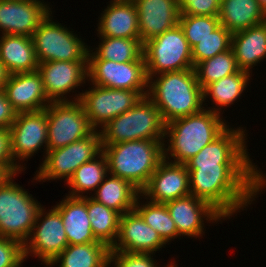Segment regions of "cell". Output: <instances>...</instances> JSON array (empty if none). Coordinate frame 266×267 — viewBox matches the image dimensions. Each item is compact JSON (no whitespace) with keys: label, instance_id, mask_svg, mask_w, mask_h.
I'll use <instances>...</instances> for the list:
<instances>
[{"label":"cell","instance_id":"cell-41","mask_svg":"<svg viewBox=\"0 0 266 267\" xmlns=\"http://www.w3.org/2000/svg\"><path fill=\"white\" fill-rule=\"evenodd\" d=\"M0 166L10 175L21 173L22 168L18 166L11 153V133L9 128H0Z\"/></svg>","mask_w":266,"mask_h":267},{"label":"cell","instance_id":"cell-42","mask_svg":"<svg viewBox=\"0 0 266 267\" xmlns=\"http://www.w3.org/2000/svg\"><path fill=\"white\" fill-rule=\"evenodd\" d=\"M18 112L9 102L4 90H0V128H10Z\"/></svg>","mask_w":266,"mask_h":267},{"label":"cell","instance_id":"cell-31","mask_svg":"<svg viewBox=\"0 0 266 267\" xmlns=\"http://www.w3.org/2000/svg\"><path fill=\"white\" fill-rule=\"evenodd\" d=\"M99 38L101 41L96 50L93 52L89 49L88 60H111L116 63L144 61L143 43L140 39Z\"/></svg>","mask_w":266,"mask_h":267},{"label":"cell","instance_id":"cell-10","mask_svg":"<svg viewBox=\"0 0 266 267\" xmlns=\"http://www.w3.org/2000/svg\"><path fill=\"white\" fill-rule=\"evenodd\" d=\"M89 90L75 94L73 101H80L90 125L95 129L132 108L148 91L111 89L94 84Z\"/></svg>","mask_w":266,"mask_h":267},{"label":"cell","instance_id":"cell-37","mask_svg":"<svg viewBox=\"0 0 266 267\" xmlns=\"http://www.w3.org/2000/svg\"><path fill=\"white\" fill-rule=\"evenodd\" d=\"M179 25L192 49L220 26V20L218 16L180 15Z\"/></svg>","mask_w":266,"mask_h":267},{"label":"cell","instance_id":"cell-5","mask_svg":"<svg viewBox=\"0 0 266 267\" xmlns=\"http://www.w3.org/2000/svg\"><path fill=\"white\" fill-rule=\"evenodd\" d=\"M165 123L159 109L144 96L132 108L99 129L102 144L134 140H165Z\"/></svg>","mask_w":266,"mask_h":267},{"label":"cell","instance_id":"cell-16","mask_svg":"<svg viewBox=\"0 0 266 267\" xmlns=\"http://www.w3.org/2000/svg\"><path fill=\"white\" fill-rule=\"evenodd\" d=\"M37 71L41 74L50 102L73 101L67 98V94L74 93L75 88L88 80L87 62L48 61L38 63Z\"/></svg>","mask_w":266,"mask_h":267},{"label":"cell","instance_id":"cell-15","mask_svg":"<svg viewBox=\"0 0 266 267\" xmlns=\"http://www.w3.org/2000/svg\"><path fill=\"white\" fill-rule=\"evenodd\" d=\"M88 80L111 89L148 91L145 61L116 63L111 60H88Z\"/></svg>","mask_w":266,"mask_h":267},{"label":"cell","instance_id":"cell-32","mask_svg":"<svg viewBox=\"0 0 266 267\" xmlns=\"http://www.w3.org/2000/svg\"><path fill=\"white\" fill-rule=\"evenodd\" d=\"M108 174V163L106 155L101 152L93 160L80 165L74 172L72 178L66 183L70 192L66 194L71 197H84L90 191H96Z\"/></svg>","mask_w":266,"mask_h":267},{"label":"cell","instance_id":"cell-19","mask_svg":"<svg viewBox=\"0 0 266 267\" xmlns=\"http://www.w3.org/2000/svg\"><path fill=\"white\" fill-rule=\"evenodd\" d=\"M166 244L160 234L133 209L120 216L118 236L110 251L153 254Z\"/></svg>","mask_w":266,"mask_h":267},{"label":"cell","instance_id":"cell-21","mask_svg":"<svg viewBox=\"0 0 266 267\" xmlns=\"http://www.w3.org/2000/svg\"><path fill=\"white\" fill-rule=\"evenodd\" d=\"M138 12V25L142 43L179 24L178 0H132Z\"/></svg>","mask_w":266,"mask_h":267},{"label":"cell","instance_id":"cell-40","mask_svg":"<svg viewBox=\"0 0 266 267\" xmlns=\"http://www.w3.org/2000/svg\"><path fill=\"white\" fill-rule=\"evenodd\" d=\"M181 15L218 16L219 0H178Z\"/></svg>","mask_w":266,"mask_h":267},{"label":"cell","instance_id":"cell-11","mask_svg":"<svg viewBox=\"0 0 266 267\" xmlns=\"http://www.w3.org/2000/svg\"><path fill=\"white\" fill-rule=\"evenodd\" d=\"M46 110L47 151L65 147L88 137L95 130L90 125L80 101L51 102Z\"/></svg>","mask_w":266,"mask_h":267},{"label":"cell","instance_id":"cell-39","mask_svg":"<svg viewBox=\"0 0 266 267\" xmlns=\"http://www.w3.org/2000/svg\"><path fill=\"white\" fill-rule=\"evenodd\" d=\"M24 261L23 244L14 239L0 237V267H21Z\"/></svg>","mask_w":266,"mask_h":267},{"label":"cell","instance_id":"cell-26","mask_svg":"<svg viewBox=\"0 0 266 267\" xmlns=\"http://www.w3.org/2000/svg\"><path fill=\"white\" fill-rule=\"evenodd\" d=\"M231 48L240 70L252 73L266 58V21L232 34Z\"/></svg>","mask_w":266,"mask_h":267},{"label":"cell","instance_id":"cell-1","mask_svg":"<svg viewBox=\"0 0 266 267\" xmlns=\"http://www.w3.org/2000/svg\"><path fill=\"white\" fill-rule=\"evenodd\" d=\"M257 168V165H217L187 169L190 195L209 203L225 219H230L251 205L266 188V173Z\"/></svg>","mask_w":266,"mask_h":267},{"label":"cell","instance_id":"cell-13","mask_svg":"<svg viewBox=\"0 0 266 267\" xmlns=\"http://www.w3.org/2000/svg\"><path fill=\"white\" fill-rule=\"evenodd\" d=\"M229 127L189 159L185 163L187 169H197L199 166L255 165L247 152L245 130L242 127Z\"/></svg>","mask_w":266,"mask_h":267},{"label":"cell","instance_id":"cell-34","mask_svg":"<svg viewBox=\"0 0 266 267\" xmlns=\"http://www.w3.org/2000/svg\"><path fill=\"white\" fill-rule=\"evenodd\" d=\"M140 196L141 194L137 198L134 209L141 215L143 220L157 231L166 243L181 237L166 205L148 201V199L147 202L140 203Z\"/></svg>","mask_w":266,"mask_h":267},{"label":"cell","instance_id":"cell-18","mask_svg":"<svg viewBox=\"0 0 266 267\" xmlns=\"http://www.w3.org/2000/svg\"><path fill=\"white\" fill-rule=\"evenodd\" d=\"M50 12L43 0H0V31L32 37Z\"/></svg>","mask_w":266,"mask_h":267},{"label":"cell","instance_id":"cell-6","mask_svg":"<svg viewBox=\"0 0 266 267\" xmlns=\"http://www.w3.org/2000/svg\"><path fill=\"white\" fill-rule=\"evenodd\" d=\"M15 176H9L0 184V237L14 239L24 245L42 205L14 182Z\"/></svg>","mask_w":266,"mask_h":267},{"label":"cell","instance_id":"cell-24","mask_svg":"<svg viewBox=\"0 0 266 267\" xmlns=\"http://www.w3.org/2000/svg\"><path fill=\"white\" fill-rule=\"evenodd\" d=\"M60 213L68 244H87L97 242L91 229L87 212V195L71 197L66 195L54 206Z\"/></svg>","mask_w":266,"mask_h":267},{"label":"cell","instance_id":"cell-45","mask_svg":"<svg viewBox=\"0 0 266 267\" xmlns=\"http://www.w3.org/2000/svg\"><path fill=\"white\" fill-rule=\"evenodd\" d=\"M176 265H178V264L171 265L170 267H178V266H176Z\"/></svg>","mask_w":266,"mask_h":267},{"label":"cell","instance_id":"cell-43","mask_svg":"<svg viewBox=\"0 0 266 267\" xmlns=\"http://www.w3.org/2000/svg\"><path fill=\"white\" fill-rule=\"evenodd\" d=\"M9 74L6 71L4 65L0 62V90L4 89Z\"/></svg>","mask_w":266,"mask_h":267},{"label":"cell","instance_id":"cell-8","mask_svg":"<svg viewBox=\"0 0 266 267\" xmlns=\"http://www.w3.org/2000/svg\"><path fill=\"white\" fill-rule=\"evenodd\" d=\"M147 78L163 72L194 69L192 49L178 24L143 43Z\"/></svg>","mask_w":266,"mask_h":267},{"label":"cell","instance_id":"cell-7","mask_svg":"<svg viewBox=\"0 0 266 267\" xmlns=\"http://www.w3.org/2000/svg\"><path fill=\"white\" fill-rule=\"evenodd\" d=\"M52 18L51 11L32 35L38 63L48 61L87 62L90 46L88 47L77 34H74V31L53 21Z\"/></svg>","mask_w":266,"mask_h":267},{"label":"cell","instance_id":"cell-17","mask_svg":"<svg viewBox=\"0 0 266 267\" xmlns=\"http://www.w3.org/2000/svg\"><path fill=\"white\" fill-rule=\"evenodd\" d=\"M190 195L189 172L186 164L163 159L141 190L144 199L165 204Z\"/></svg>","mask_w":266,"mask_h":267},{"label":"cell","instance_id":"cell-23","mask_svg":"<svg viewBox=\"0 0 266 267\" xmlns=\"http://www.w3.org/2000/svg\"><path fill=\"white\" fill-rule=\"evenodd\" d=\"M100 16L99 37L140 39L138 12L132 0H111Z\"/></svg>","mask_w":266,"mask_h":267},{"label":"cell","instance_id":"cell-4","mask_svg":"<svg viewBox=\"0 0 266 267\" xmlns=\"http://www.w3.org/2000/svg\"><path fill=\"white\" fill-rule=\"evenodd\" d=\"M164 141L134 140L102 144L108 173L132 183L140 191L164 159Z\"/></svg>","mask_w":266,"mask_h":267},{"label":"cell","instance_id":"cell-36","mask_svg":"<svg viewBox=\"0 0 266 267\" xmlns=\"http://www.w3.org/2000/svg\"><path fill=\"white\" fill-rule=\"evenodd\" d=\"M232 33L220 25L213 33L205 37L192 48L194 67L206 59L223 53L231 48Z\"/></svg>","mask_w":266,"mask_h":267},{"label":"cell","instance_id":"cell-3","mask_svg":"<svg viewBox=\"0 0 266 267\" xmlns=\"http://www.w3.org/2000/svg\"><path fill=\"white\" fill-rule=\"evenodd\" d=\"M228 126L219 113L205 107L198 113L170 121L165 125L164 137L169 139L164 140V159L173 158L170 162L185 164Z\"/></svg>","mask_w":266,"mask_h":267},{"label":"cell","instance_id":"cell-30","mask_svg":"<svg viewBox=\"0 0 266 267\" xmlns=\"http://www.w3.org/2000/svg\"><path fill=\"white\" fill-rule=\"evenodd\" d=\"M251 72L239 70L237 73L223 77L215 82L208 84L203 89V102L208 97L212 98V107L207 109L212 112L223 114L221 107H228L237 101L247 88L248 81L251 79ZM250 78V79H249ZM217 106V108H216ZM219 107V108H218Z\"/></svg>","mask_w":266,"mask_h":267},{"label":"cell","instance_id":"cell-20","mask_svg":"<svg viewBox=\"0 0 266 267\" xmlns=\"http://www.w3.org/2000/svg\"><path fill=\"white\" fill-rule=\"evenodd\" d=\"M171 218L175 222L180 236L200 238L204 235V219L210 223L225 218L209 203L188 195L165 203Z\"/></svg>","mask_w":266,"mask_h":267},{"label":"cell","instance_id":"cell-33","mask_svg":"<svg viewBox=\"0 0 266 267\" xmlns=\"http://www.w3.org/2000/svg\"><path fill=\"white\" fill-rule=\"evenodd\" d=\"M87 212L94 237L111 248L116 242L121 214L87 196Z\"/></svg>","mask_w":266,"mask_h":267},{"label":"cell","instance_id":"cell-27","mask_svg":"<svg viewBox=\"0 0 266 267\" xmlns=\"http://www.w3.org/2000/svg\"><path fill=\"white\" fill-rule=\"evenodd\" d=\"M220 25L232 34L266 21L258 0H223L218 14Z\"/></svg>","mask_w":266,"mask_h":267},{"label":"cell","instance_id":"cell-25","mask_svg":"<svg viewBox=\"0 0 266 267\" xmlns=\"http://www.w3.org/2000/svg\"><path fill=\"white\" fill-rule=\"evenodd\" d=\"M0 62L9 75L37 71L38 61L32 37L3 34L0 37Z\"/></svg>","mask_w":266,"mask_h":267},{"label":"cell","instance_id":"cell-28","mask_svg":"<svg viewBox=\"0 0 266 267\" xmlns=\"http://www.w3.org/2000/svg\"><path fill=\"white\" fill-rule=\"evenodd\" d=\"M107 176L98 186L94 195L90 197L96 202L116 210L121 215L133 210L141 191L129 181L118 176L109 173Z\"/></svg>","mask_w":266,"mask_h":267},{"label":"cell","instance_id":"cell-2","mask_svg":"<svg viewBox=\"0 0 266 267\" xmlns=\"http://www.w3.org/2000/svg\"><path fill=\"white\" fill-rule=\"evenodd\" d=\"M157 75L148 78L147 97L159 109L165 124L198 113L206 105L194 69Z\"/></svg>","mask_w":266,"mask_h":267},{"label":"cell","instance_id":"cell-29","mask_svg":"<svg viewBox=\"0 0 266 267\" xmlns=\"http://www.w3.org/2000/svg\"><path fill=\"white\" fill-rule=\"evenodd\" d=\"M110 248L101 241L68 245L48 267H109Z\"/></svg>","mask_w":266,"mask_h":267},{"label":"cell","instance_id":"cell-44","mask_svg":"<svg viewBox=\"0 0 266 267\" xmlns=\"http://www.w3.org/2000/svg\"><path fill=\"white\" fill-rule=\"evenodd\" d=\"M261 8L266 12V0H258Z\"/></svg>","mask_w":266,"mask_h":267},{"label":"cell","instance_id":"cell-22","mask_svg":"<svg viewBox=\"0 0 266 267\" xmlns=\"http://www.w3.org/2000/svg\"><path fill=\"white\" fill-rule=\"evenodd\" d=\"M3 90L18 113L44 110L51 103L38 71L10 74Z\"/></svg>","mask_w":266,"mask_h":267},{"label":"cell","instance_id":"cell-9","mask_svg":"<svg viewBox=\"0 0 266 267\" xmlns=\"http://www.w3.org/2000/svg\"><path fill=\"white\" fill-rule=\"evenodd\" d=\"M101 152V135L99 130H94L88 137L65 147L48 150L34 180L45 182L65 179L68 183L80 165L93 160Z\"/></svg>","mask_w":266,"mask_h":267},{"label":"cell","instance_id":"cell-14","mask_svg":"<svg viewBox=\"0 0 266 267\" xmlns=\"http://www.w3.org/2000/svg\"><path fill=\"white\" fill-rule=\"evenodd\" d=\"M9 129L11 133V153L13 160L23 171L25 166L21 165L20 161H27L29 157L31 158L43 147V150H45V155H43L45 159L48 137L46 109L18 113Z\"/></svg>","mask_w":266,"mask_h":267},{"label":"cell","instance_id":"cell-38","mask_svg":"<svg viewBox=\"0 0 266 267\" xmlns=\"http://www.w3.org/2000/svg\"><path fill=\"white\" fill-rule=\"evenodd\" d=\"M153 255L155 254L110 251L109 267H160L158 262L156 264ZM175 263L170 262L166 266L170 267Z\"/></svg>","mask_w":266,"mask_h":267},{"label":"cell","instance_id":"cell-12","mask_svg":"<svg viewBox=\"0 0 266 267\" xmlns=\"http://www.w3.org/2000/svg\"><path fill=\"white\" fill-rule=\"evenodd\" d=\"M52 207L48 212L40 207L32 232L23 245L25 260L32 255L47 267L69 245L61 215Z\"/></svg>","mask_w":266,"mask_h":267},{"label":"cell","instance_id":"cell-35","mask_svg":"<svg viewBox=\"0 0 266 267\" xmlns=\"http://www.w3.org/2000/svg\"><path fill=\"white\" fill-rule=\"evenodd\" d=\"M198 83L202 89L208 84L223 77L237 73L240 69L237 65L232 48L215 55L213 58L199 62L194 67Z\"/></svg>","mask_w":266,"mask_h":267}]
</instances>
